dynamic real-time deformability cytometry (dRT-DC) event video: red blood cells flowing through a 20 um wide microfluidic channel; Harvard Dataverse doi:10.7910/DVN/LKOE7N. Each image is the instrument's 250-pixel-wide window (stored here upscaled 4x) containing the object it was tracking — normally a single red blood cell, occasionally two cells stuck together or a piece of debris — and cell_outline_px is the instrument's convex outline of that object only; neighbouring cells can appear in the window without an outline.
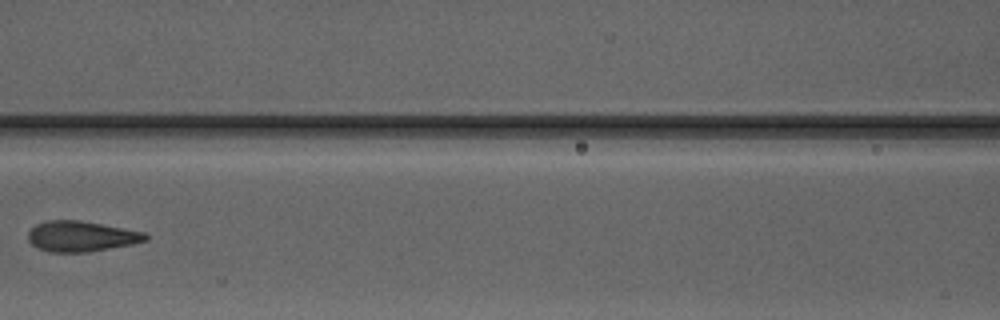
{"species": "Egyptian fruit bat (a non-hibernating species)", "species_latin": "Rousettus aegyptiacus", "temperature_condition": "warm", "stored_images_in_passage": 7, "camera_frame_rate_fps": 3000, "um_per_image_px": 0.085, "animal": {"sex": "male"}, "frame": {"image": 1, "passage_image": 7, "time_ms": 7.0, "image_size_px": [1000, 320], "cell_outline_px": [[148, 240], [132, 244], [88, 252], [52, 252], [40, 248], [32, 244], [28, 240], [28, 232], [36, 224], [48, 220], [80, 220], [144, 232], [148, 236]], "centroid_in_image_um": [6.9, 20.08], "position_along_channel_um": 159.7, "area_um2": 20.69}}